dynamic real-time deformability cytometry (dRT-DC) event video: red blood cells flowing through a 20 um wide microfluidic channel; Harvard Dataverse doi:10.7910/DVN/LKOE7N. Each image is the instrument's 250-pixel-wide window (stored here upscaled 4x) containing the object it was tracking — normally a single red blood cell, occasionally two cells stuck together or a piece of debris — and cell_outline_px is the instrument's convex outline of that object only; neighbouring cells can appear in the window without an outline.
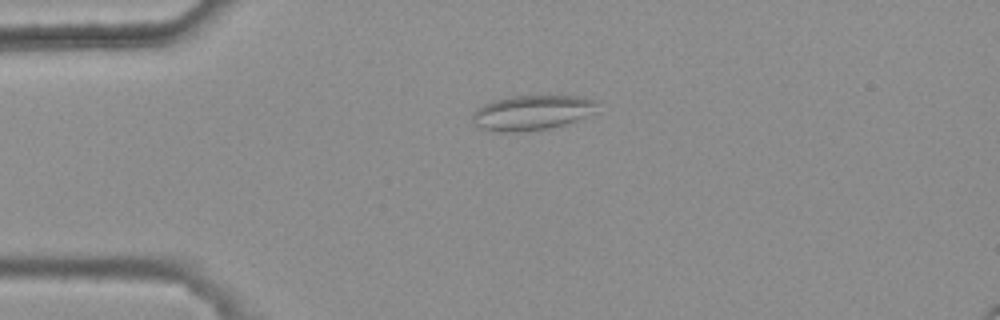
{"species": "common noctule bat (a hibernating species)", "species_latin": "Nyctalus noctula", "temperature_condition": "warm", "stored_images_in_passage": 1, "camera_frame_rate_fps": 3000, "um_per_image_px": 0.085, "animal": {"sex": "female", "body_mass_g": 25.1}, "frame": {"image": 1, "passage_image": 1, "time_ms": 0.0, "image_size_px": [1000, 320], "cell_outline_px": [[596, 104], [592, 112], [576, 120], [564, 124], [548, 128], [512, 132], [496, 132], [480, 128], [472, 124], [472, 116], [476, 108], [492, 100], [512, 96], [584, 96], [596, 100]], "centroid_in_image_um": [45.13, 9.57], "position_along_channel_um": 39.9, "area_um2": 25.2}}